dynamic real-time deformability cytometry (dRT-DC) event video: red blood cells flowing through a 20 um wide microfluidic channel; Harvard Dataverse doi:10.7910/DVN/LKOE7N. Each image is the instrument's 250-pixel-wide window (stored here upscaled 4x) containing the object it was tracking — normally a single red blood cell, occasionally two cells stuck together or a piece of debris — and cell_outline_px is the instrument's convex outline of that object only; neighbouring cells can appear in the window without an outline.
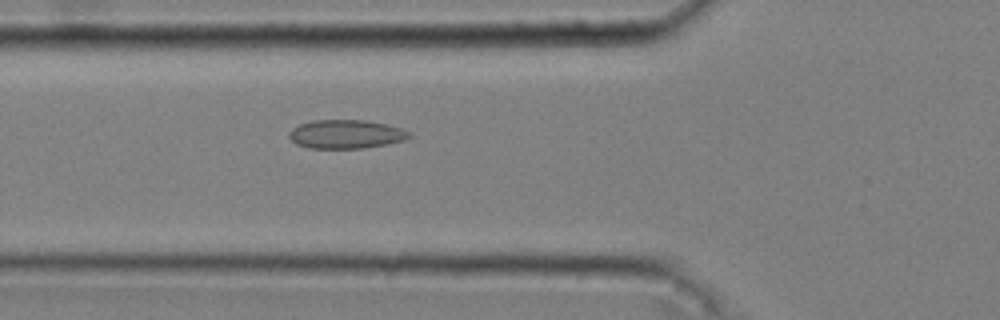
{"species": "common noctule bat (a hibernating species)", "species_latin": "Nyctalus noctula", "temperature_condition": "cold", "stored_images_in_passage": 46, "camera_frame_rate_fps": 3000, "um_per_image_px": 0.085, "animal": {"sex": "male", "body_mass_g": 20.4}, "frame": {"image": 1, "passage_image": 17, "time_ms": 5.333, "image_size_px": [1000, 320], "cell_outline_px": [[412, 136], [404, 140], [364, 148], [308, 148], [296, 144], [288, 136], [288, 132], [292, 128], [300, 124], [312, 120], [368, 120], [404, 128]], "centroid_in_image_um": [29.39, 11.39], "position_along_channel_um": 96.4, "area_um2": 20.17}}
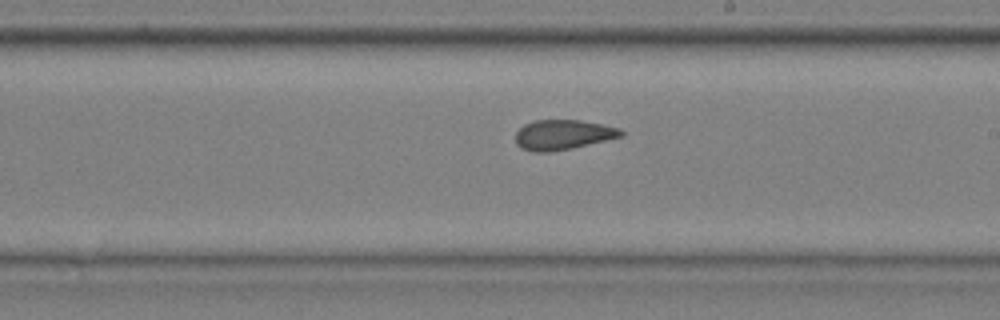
{"frame": {"image": 2, "passage_image": 29, "time_ms": 9.333, "image_size_px": [1000, 320], "cell_outline_px": [[624, 136], [608, 140], [572, 148], [548, 152], [532, 152], [520, 148], [516, 144], [516, 132], [524, 124], [536, 120], [580, 120], [604, 124], [620, 128], [624, 132]], "centroid_in_image_um": [47.87, 11.45], "position_along_channel_um": 241.1, "area_um2": 18.61}}
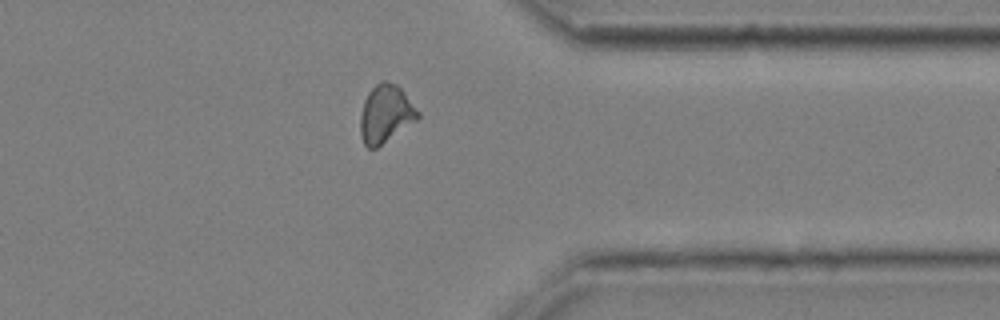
{"frame": {"image": 3, "passage_image": 41, "time_ms": 13.333, "image_size_px": [1000, 320], "cell_outline_px": [[420, 116], [416, 120], [376, 148], [368, 148], [364, 144], [360, 132], [360, 112], [364, 100], [368, 92], [380, 80], [388, 80], [396, 84], [404, 92], [420, 112]], "centroid_in_image_um": [32.76, 9.65], "position_along_channel_um": 378.6, "area_um2": 19.36}, "authors_computed_cell_mechanics": {"area_um2": 19.074, "velocity_mm_per_s": 3.616, "shape_relaxation_time_tau1_ms": null, "shape_relaxation_time_tau2_ms": 2.1858, "deformation_change_tau1": null, "deformation_change_tau2": 0.0794}}